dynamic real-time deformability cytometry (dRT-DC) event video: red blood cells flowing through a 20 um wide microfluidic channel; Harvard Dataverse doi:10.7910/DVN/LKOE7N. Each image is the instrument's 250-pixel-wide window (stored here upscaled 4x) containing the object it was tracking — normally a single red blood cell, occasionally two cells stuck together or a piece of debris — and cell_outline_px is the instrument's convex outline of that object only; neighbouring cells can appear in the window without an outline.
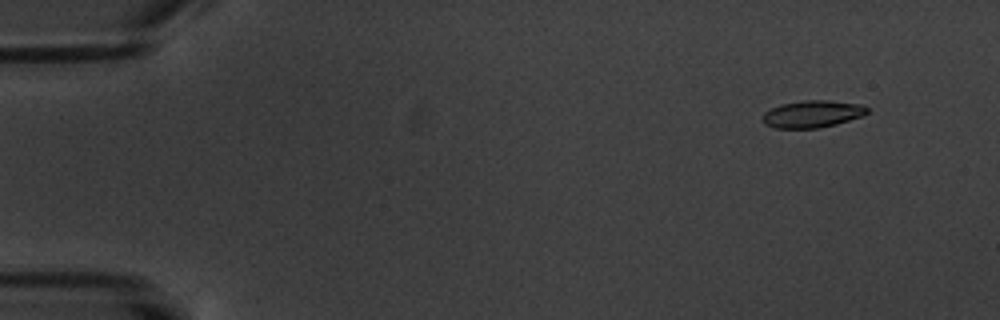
{"species": "common noctule bat (a hibernating species)", "species_latin": "Nyctalus noctula", "temperature_condition": "warm", "stored_images_in_passage": 11, "camera_frame_rate_fps": 3000, "um_per_image_px": 0.085, "animal": {"sex": "male", "body_mass_g": 20.1, "forearm_length_mm": 53.5}, "frame": {"image": 1, "passage_image": 2, "time_ms": 1.667, "image_size_px": [1000, 320], "cell_outline_px": [[868, 112], [860, 116], [836, 124], [820, 128], [776, 128], [764, 124], [764, 112], [780, 104], [804, 100], [828, 100], [860, 104], [868, 108]], "centroid_in_image_um": [69.04, 9.68], "position_along_channel_um": 16.0, "area_um2": 16.36}}
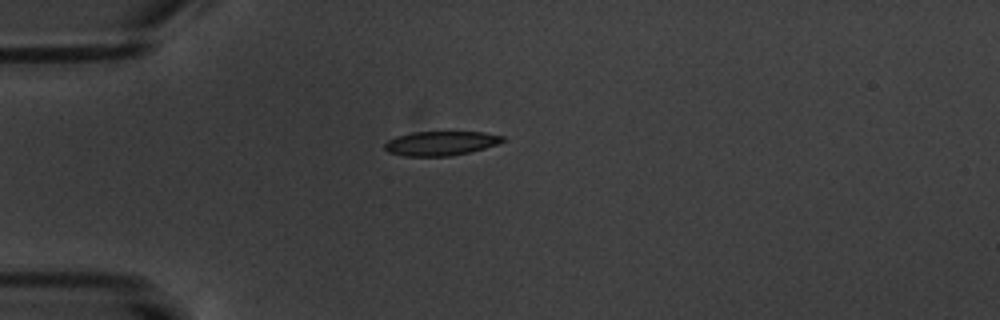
{"frame": {"image": 2, "passage_image": 5, "time_ms": 5.333, "image_size_px": [1000, 320], "cell_outline_px": [[504, 140], [496, 144], [484, 148], [468, 152], [448, 156], [404, 156], [388, 152], [384, 148], [384, 144], [388, 140], [396, 136], [412, 132], [484, 132], [504, 136]], "centroid_in_image_um": [37.42, 12.18], "position_along_channel_um": 47.6, "area_um2": 16.59}}
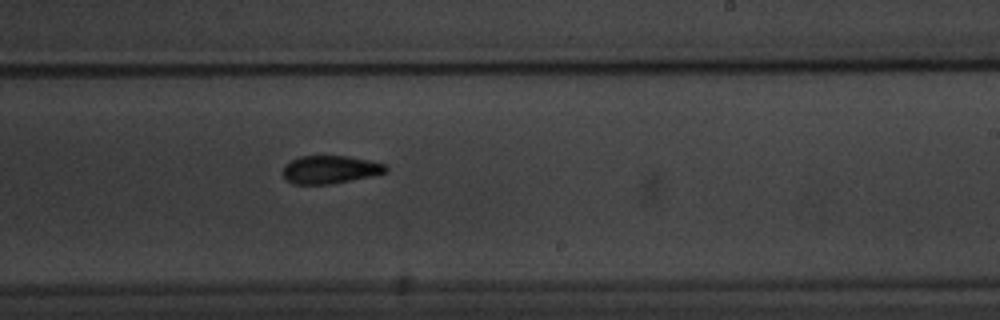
{"frame": {"image": 3, "passage_image": 11, "time_ms": 12.0, "image_size_px": [1000, 320], "cell_outline_px": [[388, 172], [328, 184], [292, 184], [284, 176], [284, 168], [292, 160], [300, 156], [348, 156], [388, 164]], "centroid_in_image_um": [28.1, 14.4], "position_along_channel_um": 260.9, "area_um2": 16.47}}